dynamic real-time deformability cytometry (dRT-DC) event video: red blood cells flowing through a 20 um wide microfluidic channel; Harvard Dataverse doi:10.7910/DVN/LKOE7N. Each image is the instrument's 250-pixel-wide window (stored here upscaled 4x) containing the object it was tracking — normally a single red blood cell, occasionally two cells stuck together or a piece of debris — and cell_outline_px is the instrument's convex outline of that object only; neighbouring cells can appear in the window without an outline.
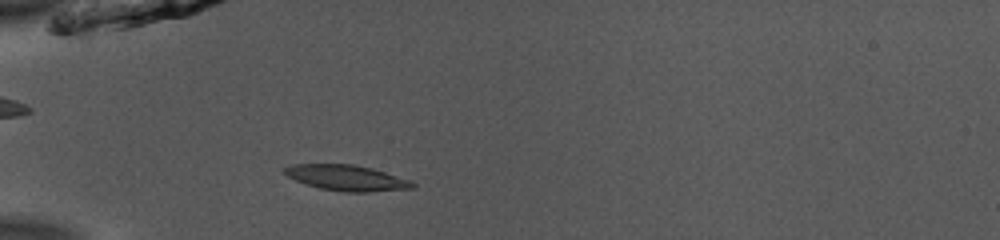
{"species": "common noctule bat (a hibernating species)", "species_latin": "Nyctalus noctula", "temperature_condition": "room temperature", "stored_images_in_passage": 51, "camera_frame_rate_fps": 3000, "um_per_image_px": 0.085, "animal": {"sex": "male", "body_mass_g": 13.0, "forearm_length_mm": 53.1}, "frame": {"image": 1, "passage_image": 16, "time_ms": 5.0, "image_size_px": [1000, 240], "cell_outline_px": [[416, 188], [368, 192], [344, 192], [320, 188], [304, 184], [288, 176], [284, 172], [284, 168], [292, 164], [352, 164], [372, 168], [412, 180], [416, 184]], "centroid_in_image_um": [29.51, 15.12], "position_along_channel_um": 55.5, "area_um2": 19.25}}
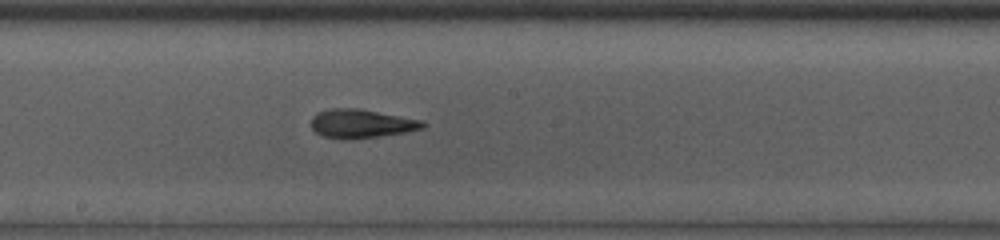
{"frame": {"image": 2, "passage_image": 29, "time_ms": 9.333, "image_size_px": [1000, 240], "cell_outline_px": [[428, 124], [424, 128], [404, 132], [376, 136], [344, 140], [340, 140], [324, 136], [316, 132], [312, 128], [312, 116], [316, 112], [328, 108], [360, 108], [424, 120]], "centroid_in_image_um": [30.72, 10.49], "position_along_channel_um": 217.5, "area_um2": 18.9}}
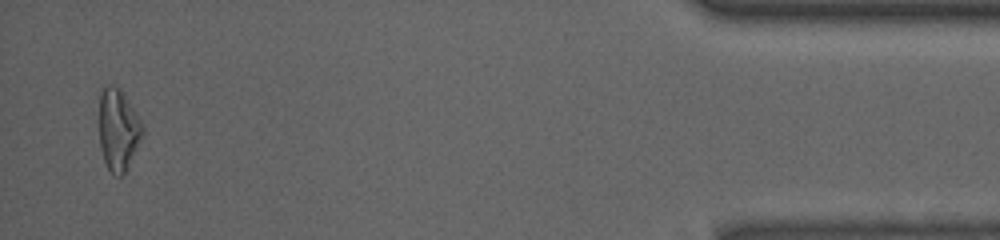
{"frame": {"image": 3, "passage_image": 50, "time_ms": 16.333, "image_size_px": [1000, 240], "cell_outline_px": [[144, 132], [124, 172], [120, 176], [116, 176], [108, 168], [104, 160], [100, 148], [100, 88], [108, 84], [120, 88], [124, 92], [140, 120], [144, 128]], "centroid_in_image_um": [10.04, 10.96], "position_along_channel_um": 425.2, "area_um2": 20.35}, "authors_computed_cell_mechanics": {"area_um2": 18.5538, "velocity_mm_per_s": 3.9495, "shape_relaxation_time_tau1_ms": 9.5186, "shape_relaxation_time_tau2_ms": 2.5189, "deformation_change_tau1": 0.2824, "deformation_change_tau2": 0.0992}}